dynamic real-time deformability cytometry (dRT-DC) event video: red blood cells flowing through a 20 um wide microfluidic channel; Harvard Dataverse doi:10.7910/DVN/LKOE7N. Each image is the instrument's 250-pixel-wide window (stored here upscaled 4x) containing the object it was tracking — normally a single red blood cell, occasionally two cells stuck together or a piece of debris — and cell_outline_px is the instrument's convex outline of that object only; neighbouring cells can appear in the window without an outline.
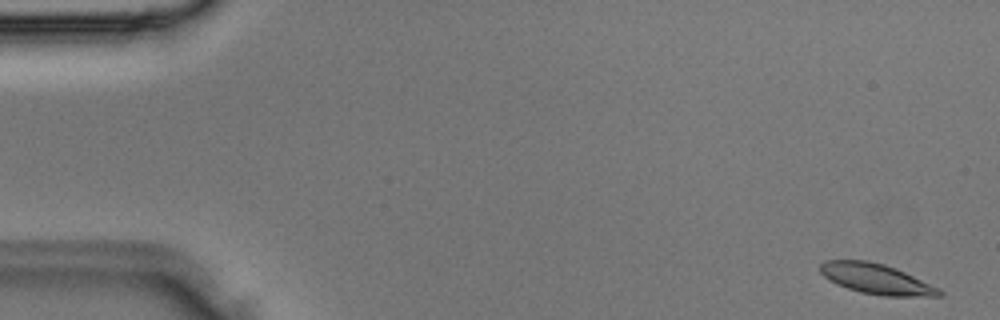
{"species": "Egyptian fruit bat (a non-hibernating species)", "species_latin": "Rousettus aegyptiacus", "temperature_condition": "room temperature", "stored_images_in_passage": 4, "camera_frame_rate_fps": 3000, "um_per_image_px": 0.085, "animal": {"sex": "male"}, "frame": {"image": 1, "passage_image": 1, "time_ms": 0.0, "image_size_px": [1000, 320], "cell_outline_px": [[944, 292], [940, 296], [884, 296], [860, 292], [836, 284], [828, 280], [820, 272], [820, 264], [824, 260], [868, 260], [884, 264], [896, 268], [940, 288]], "centroid_in_image_um": [74.48, 23.7], "position_along_channel_um": 10.5, "area_um2": 21.1}}